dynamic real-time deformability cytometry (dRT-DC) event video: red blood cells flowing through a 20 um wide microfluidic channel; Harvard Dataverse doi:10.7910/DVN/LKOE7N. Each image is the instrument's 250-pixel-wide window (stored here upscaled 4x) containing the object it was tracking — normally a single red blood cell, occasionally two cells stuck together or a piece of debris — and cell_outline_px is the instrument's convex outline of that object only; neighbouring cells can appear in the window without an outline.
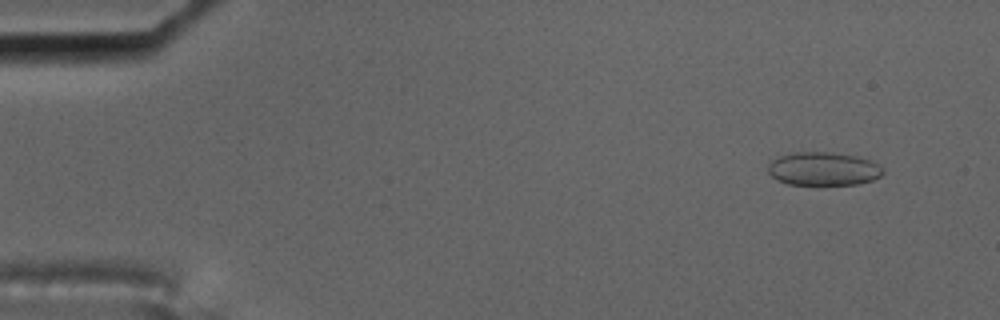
{"species": "common noctule bat (a hibernating species)", "species_latin": "Nyctalus noctula", "temperature_condition": "cold", "stored_images_in_passage": 14, "camera_frame_rate_fps": 3000, "um_per_image_px": 0.085, "animal": {"sex": "male", "body_mass_g": 17.5, "forearm_length_mm": 52.3}, "frame": {"image": 1, "passage_image": 1, "time_ms": 0.0, "image_size_px": [1000, 320], "cell_outline_px": [[884, 172], [880, 176], [872, 180], [856, 184], [788, 184], [776, 180], [768, 172], [768, 164], [772, 160], [780, 156], [792, 152], [828, 152], [856, 156], [868, 160], [876, 164]], "centroid_in_image_um": [69.93, 14.35], "position_along_channel_um": 15.1, "area_um2": 22.08}}